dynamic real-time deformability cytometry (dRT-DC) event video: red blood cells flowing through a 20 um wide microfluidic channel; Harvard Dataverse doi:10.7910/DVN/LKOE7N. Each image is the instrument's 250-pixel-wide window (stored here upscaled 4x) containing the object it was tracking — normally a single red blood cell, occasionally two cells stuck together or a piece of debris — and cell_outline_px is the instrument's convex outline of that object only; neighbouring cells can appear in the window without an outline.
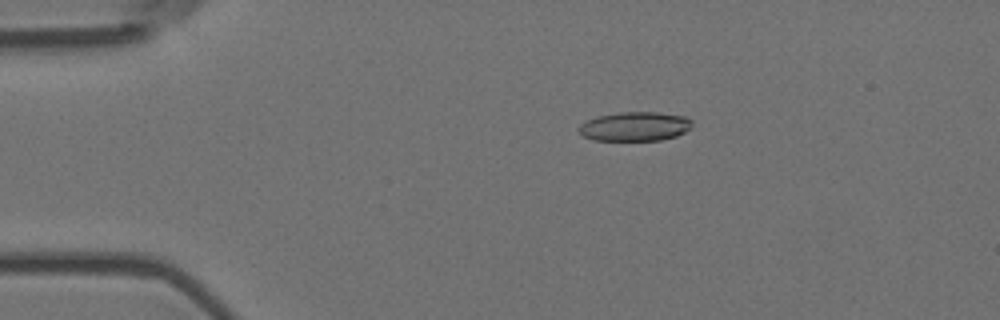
{"species": "Egyptian fruit bat (a non-hibernating species)", "species_latin": "Rousettus aegyptiacus", "temperature_condition": "room temperature", "stored_images_in_passage": 56, "camera_frame_rate_fps": 3000, "um_per_image_px": 0.085, "animal": {"sex": "female"}, "frame": {"image": 1, "passage_image": 11, "time_ms": 3.333, "image_size_px": [1000, 320], "cell_outline_px": [[692, 128], [676, 136], [660, 140], [592, 140], [584, 136], [576, 128], [580, 124], [596, 116], [616, 112], [656, 112], [684, 116], [692, 120]], "centroid_in_image_um": [53.96, 10.74], "position_along_channel_um": 31.0, "area_um2": 19.36}}
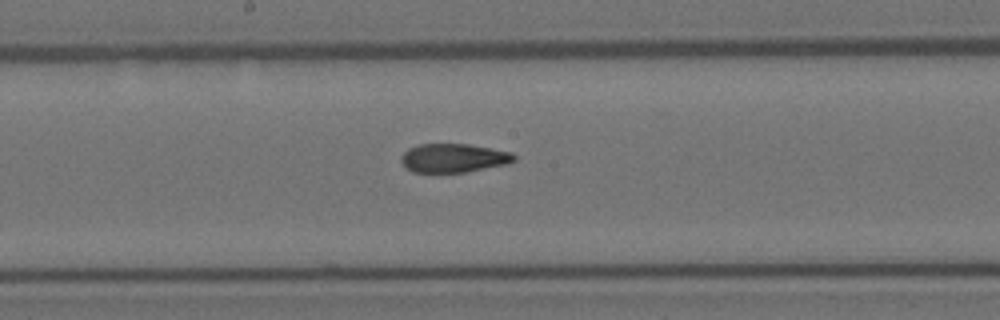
{"frame": {"image": 2, "passage_image": 30, "time_ms": 9.667, "image_size_px": [1000, 320], "cell_outline_px": [[516, 160], [508, 164], [464, 172], [412, 172], [400, 160], [400, 156], [408, 148], [420, 144], [468, 144], [512, 152], [516, 156]], "centroid_in_image_um": [38.56, 13.42], "position_along_channel_um": 209.6, "area_um2": 18.9}}
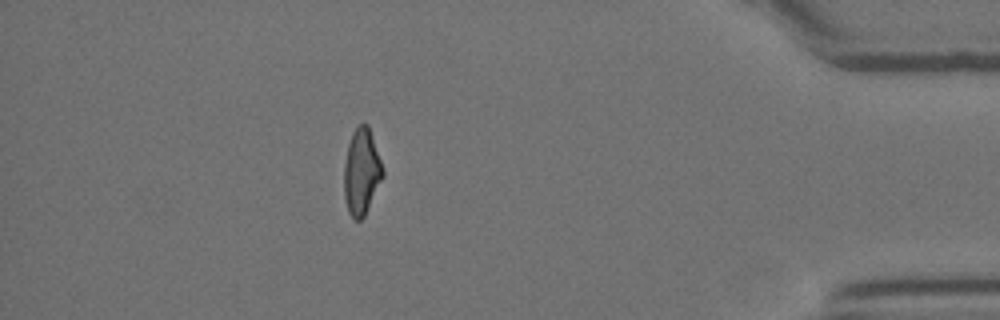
{"frame": {"image": 3, "passage_image": 50, "time_ms": 16.333, "image_size_px": [1000, 320], "cell_outline_px": [[384, 176], [364, 216], [360, 220], [356, 220], [348, 212], [344, 200], [344, 164], [348, 144], [352, 132], [360, 124], [368, 124], [384, 168]], "centroid_in_image_um": [30.73, 14.6], "position_along_channel_um": 404.5, "area_um2": 19.54}, "authors_computed_cell_mechanics": {"area_um2": 19.5942, "velocity_mm_per_s": 3.6102, "shape_relaxation_time_tau1_ms": null, "shape_relaxation_time_tau2_ms": 2.4043, "deformation_change_tau1": null, "deformation_change_tau2": 0.105}}